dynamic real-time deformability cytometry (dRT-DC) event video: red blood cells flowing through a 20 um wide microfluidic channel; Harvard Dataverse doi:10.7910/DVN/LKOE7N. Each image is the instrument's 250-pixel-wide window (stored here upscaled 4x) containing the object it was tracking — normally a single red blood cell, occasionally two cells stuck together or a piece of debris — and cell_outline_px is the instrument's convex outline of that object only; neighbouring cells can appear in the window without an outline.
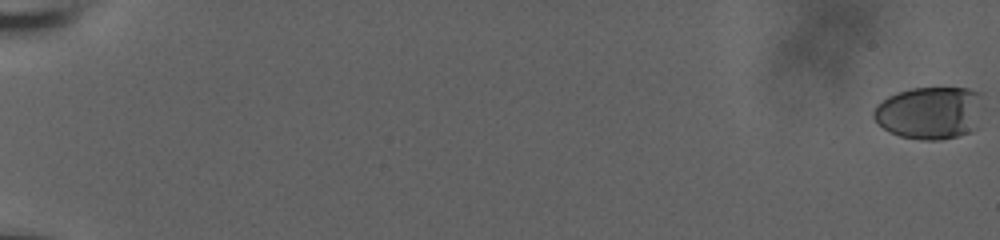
{"species": "human", "species_latin": "Homo sapiens", "temperature_condition": "room temperature", "stored_images_in_passage": 61, "camera_frame_rate_fps": 3000, "um_per_image_px": 0.085, "donor": {"sex": "male"}, "frame": {"image": 1, "passage_image": 1, "time_ms": 0.0, "image_size_px": [1000, 240], "cell_outline_px": [[980, 96], [976, 128], [972, 132], [940, 140], [924, 140], [900, 136], [888, 132], [872, 116], [872, 112], [876, 104], [888, 96], [912, 88], [968, 88], [980, 92]], "centroid_in_image_um": [78.99, 9.59], "position_along_channel_um": 6.0, "area_um2": 33.35}}
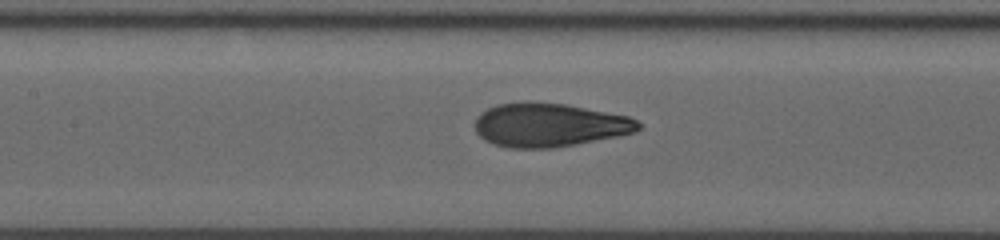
{"frame": {"image": 2, "passage_image": 33, "time_ms": 10.667, "image_size_px": [1000, 240], "cell_outline_px": [[640, 128], [636, 132], [576, 144], [552, 148], [508, 148], [484, 140], [476, 132], [476, 116], [480, 112], [496, 104], [524, 100], [528, 100], [564, 104], [628, 116], [636, 120], [640, 124]], "centroid_in_image_um": [46.64, 10.61], "position_along_channel_um": 160.8, "area_um2": 41.73}}
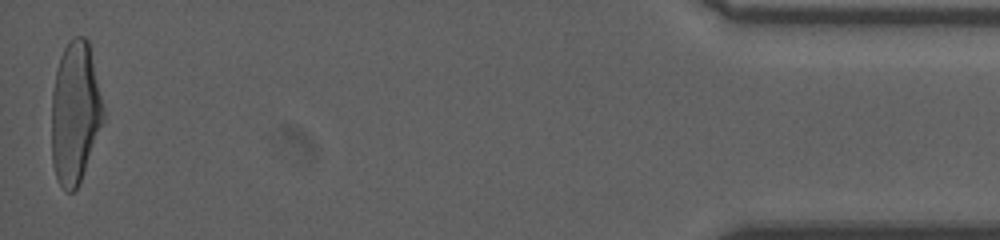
{"frame": {"image": 3, "passage_image": 61, "time_ms": 20.0, "image_size_px": [1000, 240], "cell_outline_px": [[104, 120], [80, 180], [76, 188], [72, 192], [68, 192], [56, 180], [52, 164], [52, 92], [56, 72], [60, 56], [68, 40], [72, 36], [84, 36], [88, 40], [104, 108]], "centroid_in_image_um": [6.37, 9.55], "position_along_channel_um": 428.8, "area_um2": 42.6}, "authors_computed_cell_mechanics": {"area_um2": 40.8646, "velocity_mm_per_s": 3.7347, "shape_relaxation_time_tau1_ms": 7.6714, "shape_relaxation_time_tau2_ms": 0.7379, "deformation_change_tau1": 0.2668, "deformation_change_tau2": 0.0731}}